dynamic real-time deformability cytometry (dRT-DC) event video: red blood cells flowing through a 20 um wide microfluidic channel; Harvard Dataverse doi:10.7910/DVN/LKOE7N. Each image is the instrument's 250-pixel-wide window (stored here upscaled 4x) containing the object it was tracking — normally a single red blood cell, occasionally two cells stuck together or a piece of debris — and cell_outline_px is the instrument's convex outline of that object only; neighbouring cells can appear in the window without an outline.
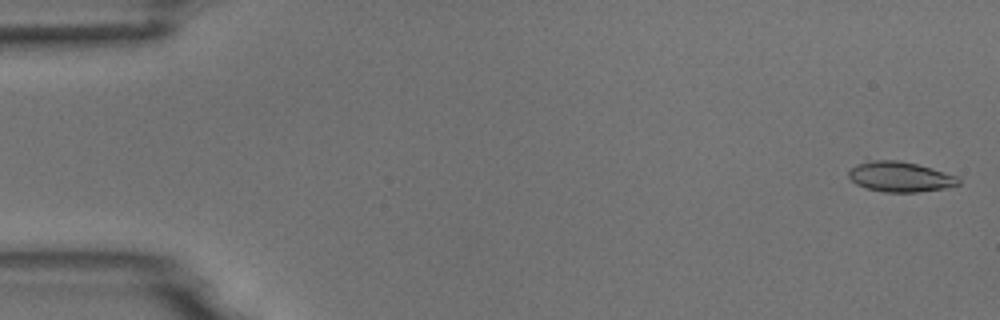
{"species": "common noctule bat (a hibernating species)", "species_latin": "Nyctalus noctula", "temperature_condition": "room temperature", "stored_images_in_passage": 53, "camera_frame_rate_fps": 3000, "um_per_image_px": 0.085, "animal": {"sex": "male", "body_mass_g": 18.8}, "frame": {"image": 1, "passage_image": 1, "time_ms": 0.0, "image_size_px": [1000, 320], "cell_outline_px": [[960, 184], [944, 188], [916, 192], [884, 192], [868, 188], [856, 184], [848, 176], [848, 172], [856, 164], [868, 160], [900, 160], [932, 168], [956, 176], [960, 180]], "centroid_in_image_um": [76.49, 15.02], "position_along_channel_um": 8.5, "area_um2": 19.19}}
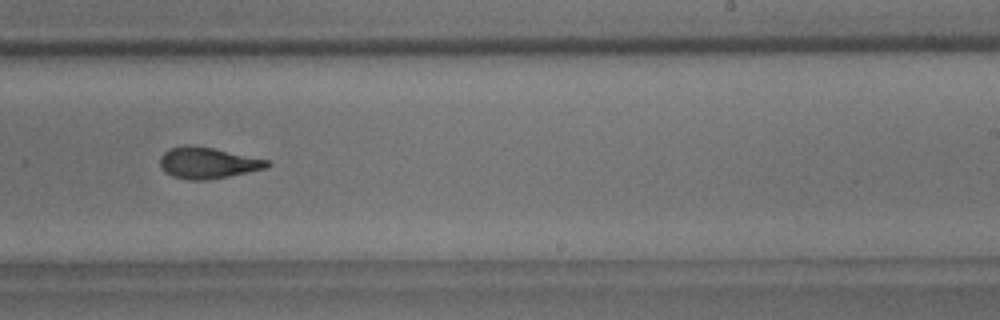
{"frame": {"image": 2, "passage_image": 33, "time_ms": 10.667, "image_size_px": [1000, 320], "cell_outline_px": [[272, 164], [264, 168], [248, 172], [208, 180], [192, 180], [172, 176], [164, 172], [160, 168], [160, 156], [168, 148], [184, 144], [192, 144], [212, 148], [268, 160]], "centroid_in_image_um": [17.59, 13.83], "position_along_channel_um": 271.4, "area_um2": 19.54}}
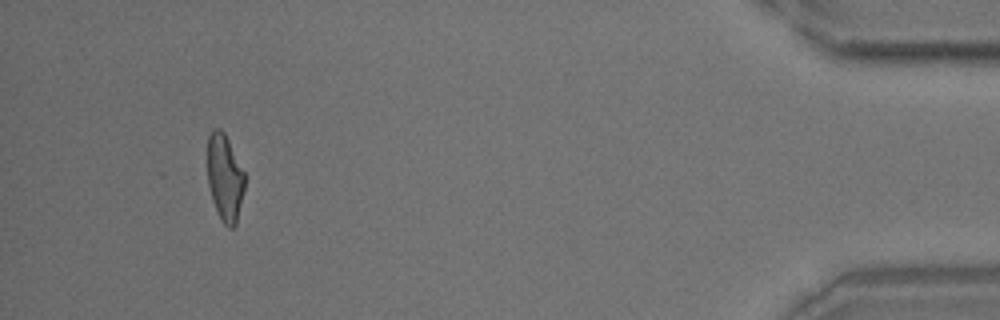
{"frame": {"image": 3, "passage_image": 50, "time_ms": 16.333, "image_size_px": [1000, 320], "cell_outline_px": [[244, 188], [236, 224], [232, 228], [228, 228], [220, 220], [212, 200], [208, 184], [208, 136], [212, 128], [220, 128], [224, 132], [244, 172]], "centroid_in_image_um": [19.09, 15.11], "position_along_channel_um": 416.1, "area_um2": 18.73}, "authors_computed_cell_mechanics": {"area_um2": 19.5942, "velocity_mm_per_s": 3.7556, "shape_relaxation_time_tau1_ms": 4.7263, "shape_relaxation_time_tau2_ms": 2.03, "deformation_change_tau1": 0.1847, "deformation_change_tau2": 0.1011}}